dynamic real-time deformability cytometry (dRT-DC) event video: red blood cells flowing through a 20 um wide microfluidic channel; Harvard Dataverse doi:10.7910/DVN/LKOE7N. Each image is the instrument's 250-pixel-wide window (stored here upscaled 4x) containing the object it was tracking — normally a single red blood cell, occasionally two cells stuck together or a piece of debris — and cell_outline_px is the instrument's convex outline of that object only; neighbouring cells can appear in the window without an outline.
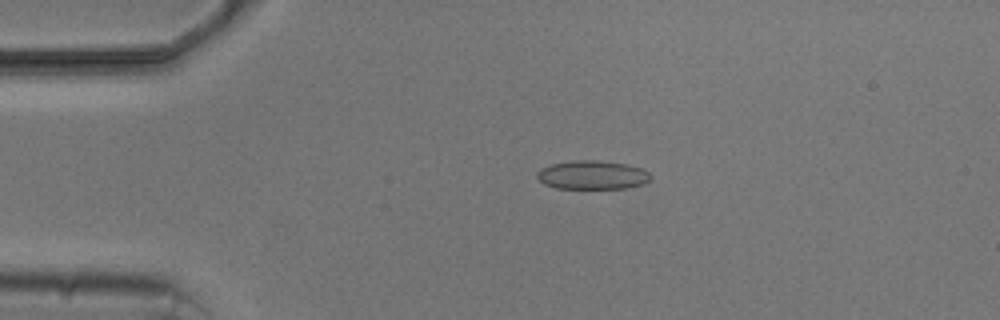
{"species": "common noctule bat (a hibernating species)", "species_latin": "Nyctalus noctula", "temperature_condition": "cold", "stored_images_in_passage": 4, "camera_frame_rate_fps": 3000, "um_per_image_px": 0.085, "animal": {"sex": "male", "body_mass_g": 20.5, "forearm_length_mm": 52.5}, "frame": {"image": 1, "passage_image": 3, "time_ms": 3.333, "image_size_px": [1000, 320], "cell_outline_px": [[652, 176], [644, 184], [624, 188], [556, 188], [544, 184], [536, 176], [536, 172], [540, 168], [552, 164], [572, 160], [596, 160], [628, 164], [644, 168]], "centroid_in_image_um": [50.35, 14.86], "position_along_channel_um": 34.6, "area_um2": 19.13}}